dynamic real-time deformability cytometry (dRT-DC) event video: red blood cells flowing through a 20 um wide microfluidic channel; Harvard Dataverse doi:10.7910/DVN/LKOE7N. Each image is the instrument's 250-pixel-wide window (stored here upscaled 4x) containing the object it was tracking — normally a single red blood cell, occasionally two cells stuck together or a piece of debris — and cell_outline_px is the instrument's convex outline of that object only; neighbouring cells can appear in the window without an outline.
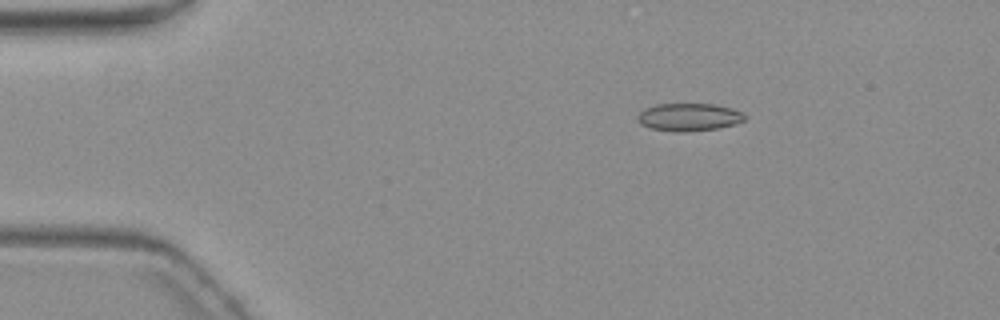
{"species": "common noctule bat (a hibernating species)", "species_latin": "Nyctalus noctula", "temperature_condition": "warm", "stored_images_in_passage": 5, "segment_of_instrument_passage": [2, 2], "camera_frame_rate_fps": 3000, "um_per_image_px": 0.085, "animal": {"sex": "female", "body_mass_g": 19.3, "forearm_length_mm": 54.1}, "frame": {"image": 1, "passage_image": 5, "time_ms": 7.333, "image_size_px": [1000, 320], "cell_outline_px": [[748, 116], [744, 120], [736, 124], [720, 128], [684, 132], [676, 132], [652, 128], [640, 124], [636, 120], [636, 116], [644, 108], [656, 104], [716, 104], [732, 108]], "centroid_in_image_um": [58.56, 9.95], "position_along_channel_um": 26.4, "area_um2": 17.51}}